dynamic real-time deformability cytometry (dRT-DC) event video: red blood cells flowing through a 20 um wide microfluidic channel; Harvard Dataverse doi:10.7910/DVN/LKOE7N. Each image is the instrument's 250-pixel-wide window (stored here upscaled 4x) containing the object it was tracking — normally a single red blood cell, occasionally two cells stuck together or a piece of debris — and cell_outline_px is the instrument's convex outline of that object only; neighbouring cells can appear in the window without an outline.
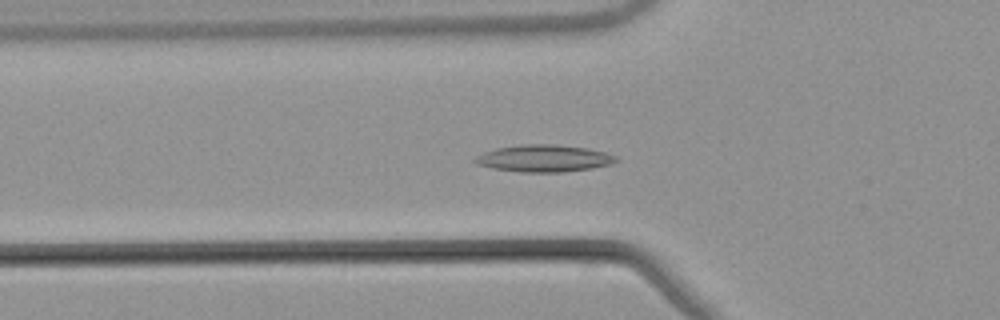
{"species": "common noctule bat (a hibernating species)", "species_latin": "Nyctalus noctula", "temperature_condition": "warm", "stored_images_in_passage": 55, "camera_frame_rate_fps": 3000, "um_per_image_px": 0.085, "animal": {"sex": "male", "body_mass_g": 21.5, "forearm_length_mm": 52.0}, "frame": {"image": 1, "passage_image": 19, "time_ms": 6.0, "image_size_px": [1000, 320], "cell_outline_px": [[620, 160], [612, 164], [592, 168], [564, 172], [520, 172], [492, 168], [476, 164], [472, 160], [476, 156], [484, 152], [496, 148], [524, 144], [556, 144], [588, 148], [604, 152], [616, 156]], "centroid_in_image_um": [46.24, 13.46], "position_along_channel_um": 79.6, "area_um2": 22.37}}
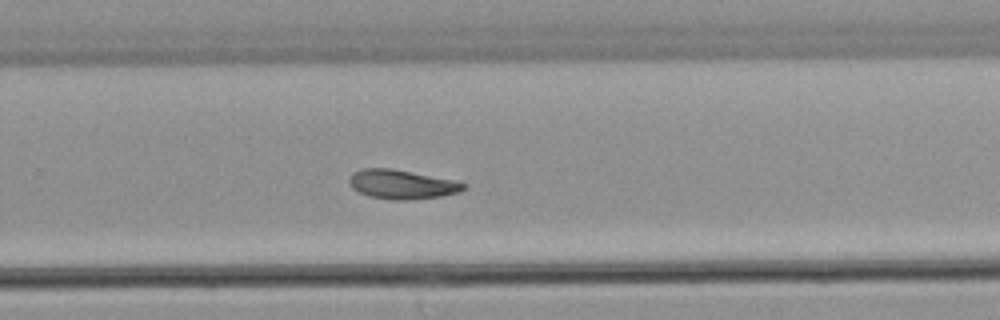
{"frame": {"image": 2, "passage_image": 36, "time_ms": 11.667, "image_size_px": [1000, 320], "cell_outline_px": [[468, 184], [464, 188], [456, 192], [440, 196], [408, 200], [388, 200], [368, 196], [352, 188], [348, 180], [352, 172], [364, 168], [392, 168], [452, 180]], "centroid_in_image_um": [34.09, 15.67], "position_along_channel_um": 295.7, "area_um2": 19.31}}
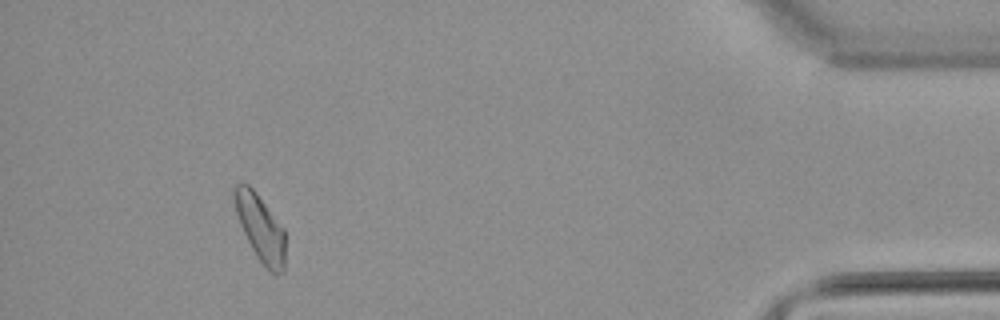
{"frame": {"image": 3, "passage_image": 50, "time_ms": 16.333, "image_size_px": [1000, 320], "cell_outline_px": [[284, 272], [276, 276], [256, 256], [240, 224], [236, 212], [232, 196], [232, 188], [236, 184], [248, 184], [256, 192], [284, 228]], "centroid_in_image_um": [22.12, 19.34], "position_along_channel_um": 413.1, "area_um2": 19.54}}